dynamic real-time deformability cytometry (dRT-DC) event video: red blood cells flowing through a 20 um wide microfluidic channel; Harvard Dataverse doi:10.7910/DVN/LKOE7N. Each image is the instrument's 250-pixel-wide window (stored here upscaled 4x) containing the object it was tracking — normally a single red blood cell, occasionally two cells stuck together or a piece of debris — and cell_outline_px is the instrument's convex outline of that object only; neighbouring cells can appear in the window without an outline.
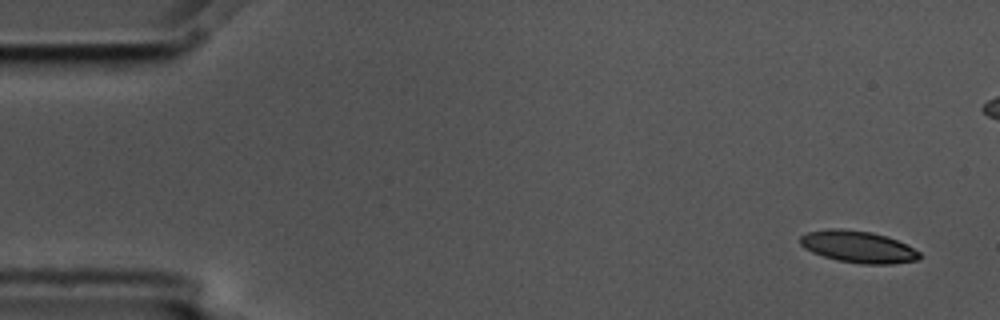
{"species": "common noctule bat (a hibernating species)", "species_latin": "Nyctalus noctula", "temperature_condition": "cold", "stored_images_in_passage": 6, "camera_frame_rate_fps": 3000, "um_per_image_px": 0.085, "animal": {"sex": "male", "body_mass_g": 17.5, "forearm_length_mm": 52.3}, "frame": {"image": 1, "passage_image": 1, "time_ms": 0.0, "image_size_px": [1000, 320], "cell_outline_px": [[920, 260], [892, 264], [860, 264], [836, 260], [812, 252], [804, 248], [800, 244], [800, 236], [808, 232], [828, 228], [840, 228], [872, 232], [888, 236], [920, 252]], "centroid_in_image_um": [72.93, 20.98], "position_along_channel_um": 12.1, "area_um2": 22.25}}